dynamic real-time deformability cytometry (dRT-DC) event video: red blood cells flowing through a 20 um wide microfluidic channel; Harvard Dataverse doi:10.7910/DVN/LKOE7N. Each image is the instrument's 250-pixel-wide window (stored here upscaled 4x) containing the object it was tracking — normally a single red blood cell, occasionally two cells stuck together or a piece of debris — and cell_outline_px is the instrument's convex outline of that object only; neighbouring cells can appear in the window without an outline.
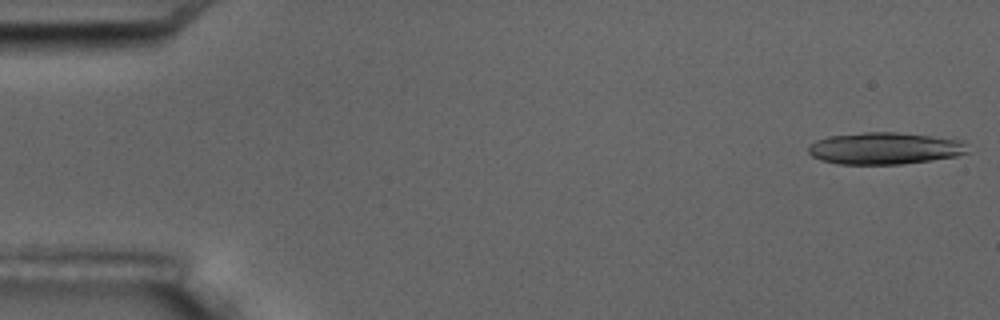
{"species": "common noctule bat (a hibernating species)", "species_latin": "Nyctalus noctula", "temperature_condition": "room temperature", "stored_images_in_passage": 5, "camera_frame_rate_fps": 3000, "um_per_image_px": 0.085, "animal": {"sex": "male", "body_mass_g": 17.5, "forearm_length_mm": 52.3}, "frame": {"image": 1, "passage_image": 1, "time_ms": 0.0, "image_size_px": [1000, 320], "cell_outline_px": [[968, 152], [956, 156], [932, 160], [900, 164], [836, 164], [820, 160], [812, 156], [808, 152], [808, 148], [816, 140], [828, 136], [864, 132], [896, 132], [964, 140]], "centroid_in_image_um": [75.19, 12.61], "position_along_channel_um": 9.8, "area_um2": 29.65}}